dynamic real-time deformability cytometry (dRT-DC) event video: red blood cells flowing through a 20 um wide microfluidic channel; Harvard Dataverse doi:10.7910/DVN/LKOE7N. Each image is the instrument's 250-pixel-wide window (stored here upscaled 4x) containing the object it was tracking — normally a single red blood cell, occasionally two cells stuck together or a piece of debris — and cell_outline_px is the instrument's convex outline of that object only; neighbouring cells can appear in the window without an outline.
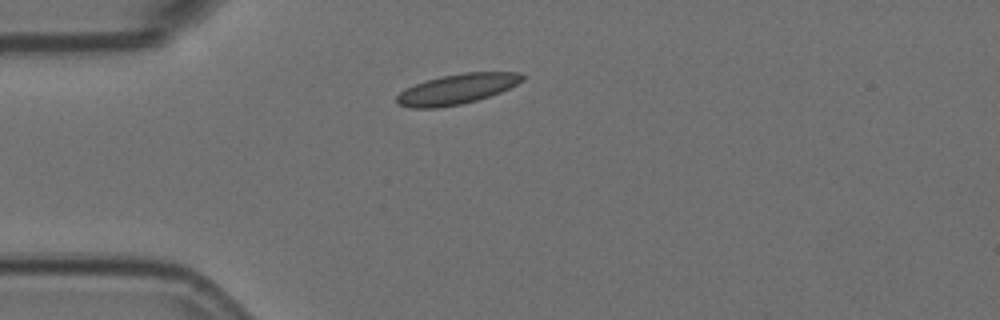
{"species": "Egyptian fruit bat (a non-hibernating species)", "species_latin": "Rousettus aegyptiacus", "temperature_condition": "room temperature", "stored_images_in_passage": 4, "camera_frame_rate_fps": 3000, "um_per_image_px": 0.085, "animal": {"sex": "female"}, "frame": {"image": 1, "passage_image": 1, "time_ms": 0.0, "image_size_px": [1000, 320], "cell_outline_px": [[524, 80], [500, 92], [476, 100], [460, 104], [436, 108], [412, 108], [396, 104], [396, 96], [400, 92], [416, 84], [428, 80], [444, 76], [464, 72], [520, 72], [524, 76]], "centroid_in_image_um": [38.84, 7.57], "position_along_channel_um": 46.2, "area_um2": 21.73}}
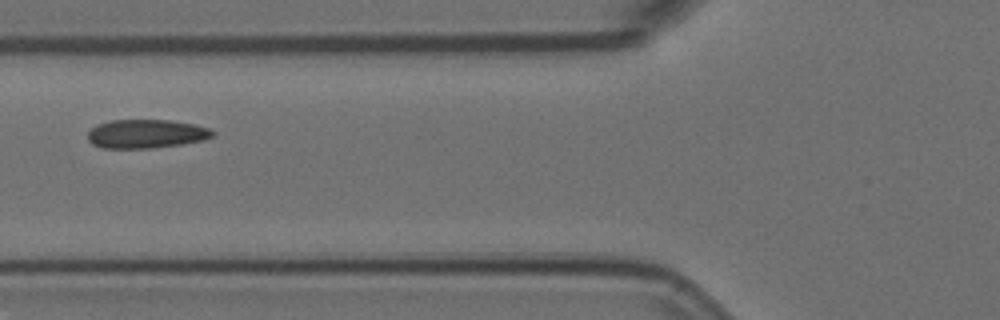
{"frame": {"image": 2, "passage_image": 3, "time_ms": 0.667, "image_size_px": [1000, 320], "cell_outline_px": [[216, 132], [212, 136], [204, 140], [180, 144], [152, 148], [100, 148], [92, 144], [88, 140], [88, 132], [92, 128], [108, 120], [172, 120], [196, 124], [208, 128]], "centroid_in_image_um": [12.43, 11.37], "position_along_channel_um": 113.4, "area_um2": 20.98}}
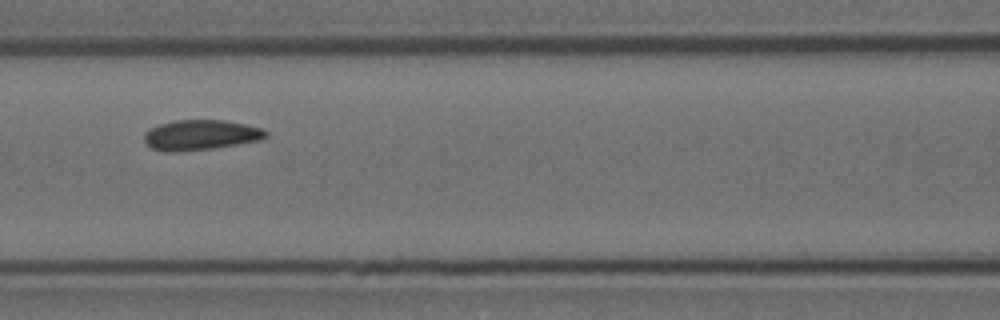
{"frame": {"image": 3, "passage_image": 4, "time_ms": 1.0, "image_size_px": [1000, 320], "cell_outline_px": [[268, 136], [260, 140], [212, 148], [180, 152], [164, 152], [152, 148], [144, 140], [144, 132], [160, 124], [172, 120], [224, 120], [248, 124], [260, 128], [268, 132]], "centroid_in_image_um": [17.05, 11.47], "position_along_channel_um": 149.5, "area_um2": 21.44}}